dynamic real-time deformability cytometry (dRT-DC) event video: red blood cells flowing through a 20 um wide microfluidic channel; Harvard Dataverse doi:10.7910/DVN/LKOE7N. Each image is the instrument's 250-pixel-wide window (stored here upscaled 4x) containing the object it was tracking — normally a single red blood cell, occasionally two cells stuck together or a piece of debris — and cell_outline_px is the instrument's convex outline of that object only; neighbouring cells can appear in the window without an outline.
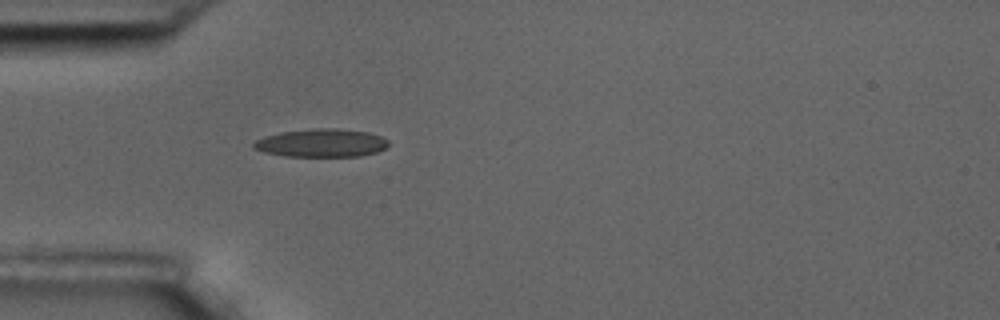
{"species": "common noctule bat (a hibernating species)", "species_latin": "Nyctalus noctula", "temperature_condition": "room temperature", "stored_images_in_passage": 1, "camera_frame_rate_fps": 3000, "um_per_image_px": 0.085, "animal": {"sex": "male", "body_mass_g": 17.5, "forearm_length_mm": 52.3}, "frame": {"image": 1, "passage_image": 1, "time_ms": 0.0, "image_size_px": [1000, 320], "cell_outline_px": [[388, 144], [384, 148], [376, 152], [360, 156], [284, 156], [264, 152], [252, 148], [252, 144], [256, 140], [264, 136], [280, 132], [312, 128], [336, 128], [368, 132], [380, 136], [388, 140]], "centroid_in_image_um": [27.28, 12.14], "position_along_channel_um": 57.7, "area_um2": 22.14}}